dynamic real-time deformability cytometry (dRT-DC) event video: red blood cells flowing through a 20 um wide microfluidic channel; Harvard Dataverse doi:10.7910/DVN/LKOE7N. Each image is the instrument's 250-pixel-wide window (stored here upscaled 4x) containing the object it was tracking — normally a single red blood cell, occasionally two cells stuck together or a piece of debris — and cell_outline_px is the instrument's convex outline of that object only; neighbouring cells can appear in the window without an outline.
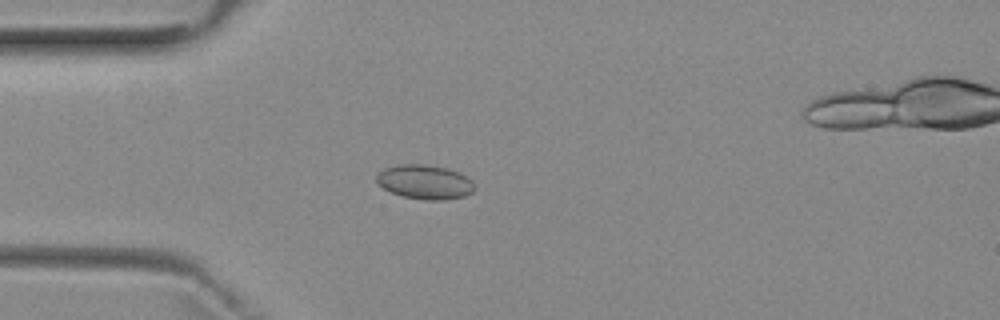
{"species": "common noctule bat (a hibernating species)", "species_latin": "Nyctalus noctula", "temperature_condition": "room temperature", "stored_images_in_passage": 3, "camera_frame_rate_fps": 3000, "um_per_image_px": 0.085, "animal": {"sex": "female", "body_mass_g": 29.2, "forearm_length_mm": 56.3}, "frame": {"image": 1, "passage_image": 2, "time_ms": 1.333, "image_size_px": [1000, 320], "cell_outline_px": [[476, 188], [472, 192], [464, 196], [444, 200], [424, 200], [400, 196], [376, 184], [376, 176], [384, 168], [400, 164], [424, 164], [448, 168], [472, 180]], "centroid_in_image_um": [36.09, 15.47], "position_along_channel_um": 48.9, "area_um2": 19.65}}